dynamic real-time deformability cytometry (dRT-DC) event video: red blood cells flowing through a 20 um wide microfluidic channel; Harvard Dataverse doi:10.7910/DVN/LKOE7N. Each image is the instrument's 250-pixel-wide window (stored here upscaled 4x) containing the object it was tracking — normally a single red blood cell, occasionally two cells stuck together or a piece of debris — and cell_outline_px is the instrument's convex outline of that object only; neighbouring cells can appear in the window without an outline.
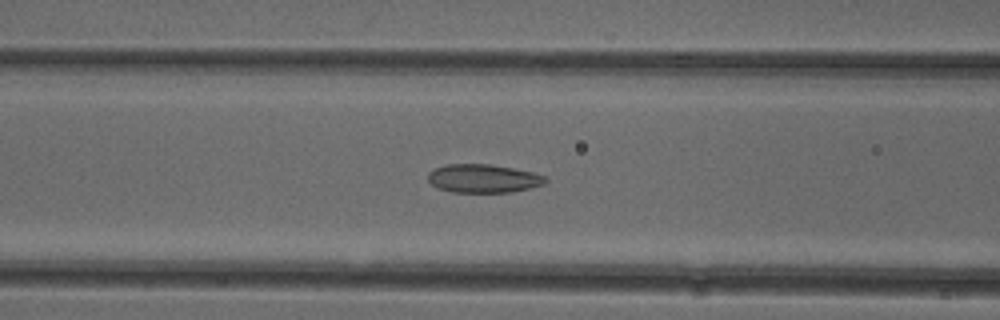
{"species": "common noctule bat (a hibernating species)", "species_latin": "Nyctalus noctula", "temperature_condition": "cold", "stored_images_in_passage": 52, "camera_frame_rate_fps": 3000, "um_per_image_px": 0.085, "animal": {"sex": "female"}, "frame": {"image": 1, "passage_image": 21, "time_ms": 6.667, "image_size_px": [1000, 320], "cell_outline_px": [[548, 180], [544, 184], [532, 188], [512, 192], [452, 192], [436, 188], [428, 180], [428, 172], [444, 164], [488, 164], [512, 168], [532, 172], [544, 176]], "centroid_in_image_um": [41.07, 15.17], "position_along_channel_um": 125.5, "area_um2": 19.54}}
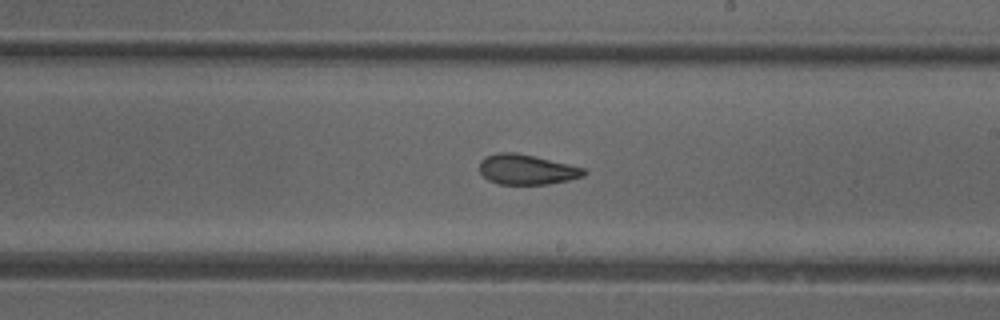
{"frame": {"image": 2, "passage_image": 30, "time_ms": 9.667, "image_size_px": [1000, 320], "cell_outline_px": [[588, 172], [584, 176], [568, 180], [548, 184], [500, 184], [488, 180], [480, 172], [480, 160], [484, 156], [496, 152], [516, 152], [568, 164], [584, 168]], "centroid_in_image_um": [44.75, 14.4], "position_along_channel_um": 244.3, "area_um2": 18.32}}
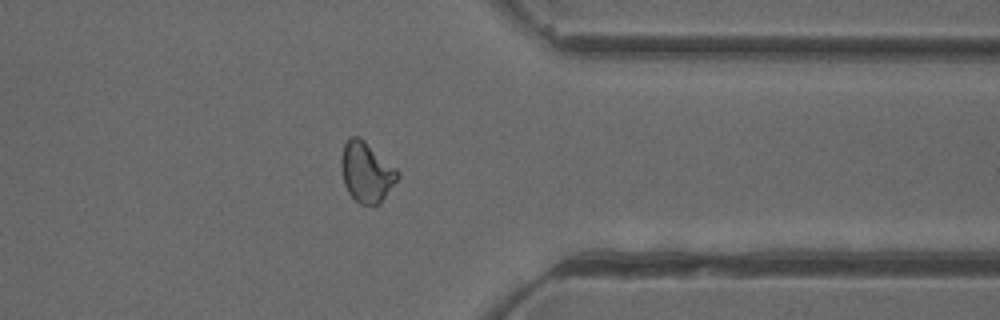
{"frame": {"image": 3, "passage_image": 41, "time_ms": 13.333, "image_size_px": [1000, 320], "cell_outline_px": [[400, 176], [380, 204], [360, 204], [348, 192], [344, 184], [340, 164], [340, 160], [344, 144], [348, 136], [356, 136], [364, 140], [396, 168], [400, 172]], "centroid_in_image_um": [31.14, 14.62], "position_along_channel_um": 380.3, "area_um2": 19.77}, "authors_computed_cell_mechanics": {"area_um2": 19.6809, "velocity_mm_per_s": 3.96, "shape_relaxation_time_tau1_ms": null, "shape_relaxation_time_tau2_ms": 2.3759, "deformation_change_tau1": null, "deformation_change_tau2": 0.0976}}